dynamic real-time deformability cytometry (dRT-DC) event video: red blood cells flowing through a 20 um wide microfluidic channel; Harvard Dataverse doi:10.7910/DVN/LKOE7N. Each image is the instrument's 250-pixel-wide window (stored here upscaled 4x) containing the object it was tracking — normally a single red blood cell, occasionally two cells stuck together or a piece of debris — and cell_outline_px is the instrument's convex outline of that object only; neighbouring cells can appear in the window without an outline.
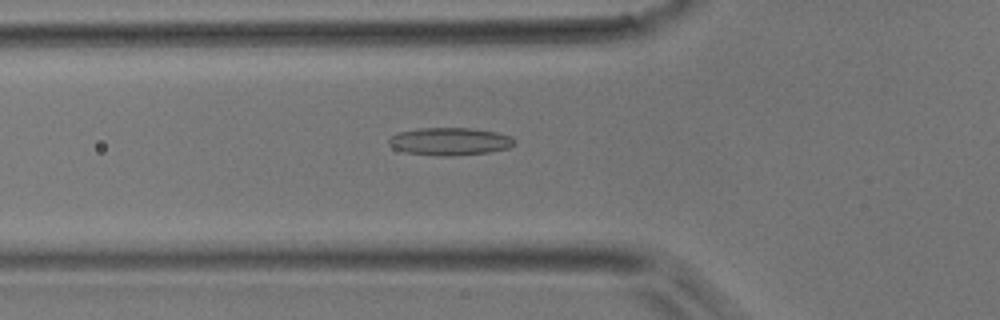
{"species": "common noctule bat (a hibernating species)", "species_latin": "Nyctalus noctula", "temperature_condition": "room temperature", "stored_images_in_passage": 47, "camera_frame_rate_fps": 3000, "um_per_image_px": 0.085, "animal": {"sex": "male", "body_mass_g": 17.9}, "frame": {"image": 1, "passage_image": 16, "time_ms": 5.0, "image_size_px": [1000, 320], "cell_outline_px": [[516, 144], [508, 148], [488, 152], [448, 156], [440, 156], [404, 152], [392, 148], [388, 144], [388, 140], [392, 136], [400, 132], [420, 128], [472, 128], [496, 132], [512, 136], [516, 140]], "centroid_in_image_um": [38.25, 12.02], "position_along_channel_um": 87.5, "area_um2": 20.29}}
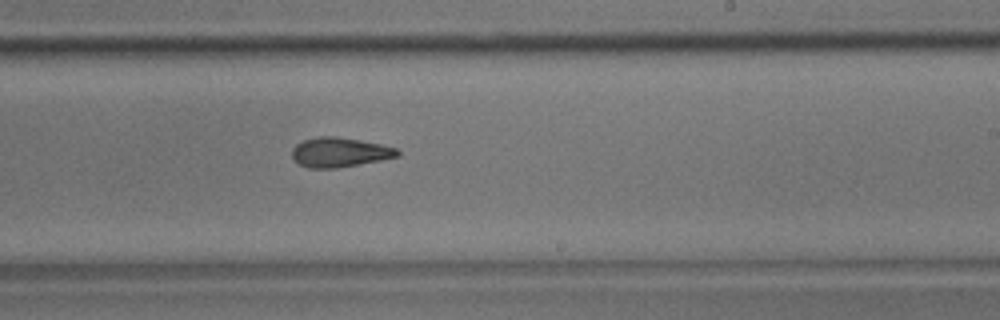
{"frame": {"image": 2, "passage_image": 28, "time_ms": 9.0, "image_size_px": [1000, 320], "cell_outline_px": [[400, 156], [380, 160], [336, 168], [308, 168], [300, 164], [292, 156], [292, 148], [296, 144], [304, 140], [316, 136], [336, 136], [360, 140], [380, 144], [396, 148], [400, 152]], "centroid_in_image_um": [28.86, 12.93], "position_along_channel_um": 260.1, "area_um2": 18.09}}
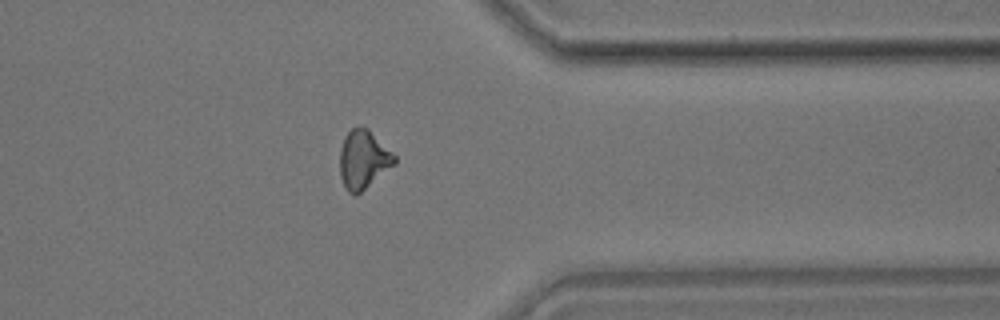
{"frame": {"image": 3, "passage_image": 37, "time_ms": 12.0, "image_size_px": [1000, 320], "cell_outline_px": [[396, 164], [356, 196], [352, 196], [348, 192], [340, 176], [340, 148], [344, 136], [352, 128], [368, 128], [396, 156]], "centroid_in_image_um": [30.88, 13.58], "position_along_channel_um": 380.5, "area_um2": 18.67}}